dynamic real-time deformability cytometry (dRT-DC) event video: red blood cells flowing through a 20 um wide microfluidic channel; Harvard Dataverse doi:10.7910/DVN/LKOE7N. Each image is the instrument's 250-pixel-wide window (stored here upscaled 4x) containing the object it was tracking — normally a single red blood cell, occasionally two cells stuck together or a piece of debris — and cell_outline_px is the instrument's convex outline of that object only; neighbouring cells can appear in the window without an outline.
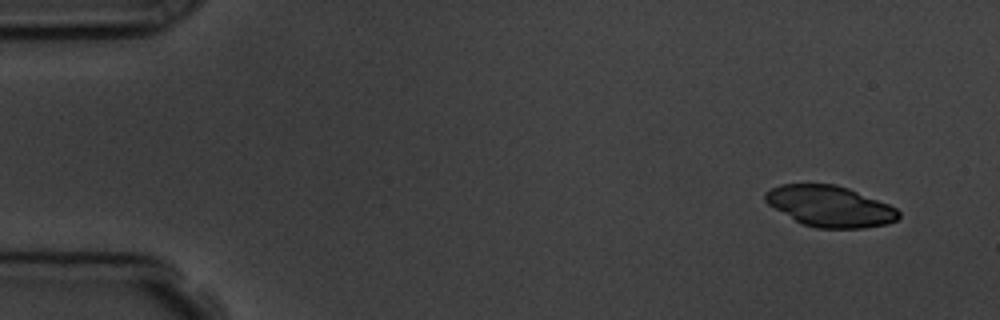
{"species": "common noctule bat (a hibernating species)", "species_latin": "Nyctalus noctula", "temperature_condition": "room temperature", "stored_images_in_passage": 4, "camera_frame_rate_fps": 3000, "um_per_image_px": 0.085, "animal": {"sex": "male", "body_mass_g": 19.5, "forearm_length_mm": 54.6}, "frame": {"image": 1, "passage_image": 1, "time_ms": 0.0, "image_size_px": [1000, 320], "cell_outline_px": [[900, 216], [896, 220], [888, 224], [864, 228], [816, 228], [800, 224], [768, 204], [764, 200], [764, 192], [780, 184], [836, 184], [848, 188], [888, 204], [896, 208], [900, 212]], "centroid_in_image_um": [70.53, 17.54], "position_along_channel_um": 14.5, "area_um2": 31.91}}